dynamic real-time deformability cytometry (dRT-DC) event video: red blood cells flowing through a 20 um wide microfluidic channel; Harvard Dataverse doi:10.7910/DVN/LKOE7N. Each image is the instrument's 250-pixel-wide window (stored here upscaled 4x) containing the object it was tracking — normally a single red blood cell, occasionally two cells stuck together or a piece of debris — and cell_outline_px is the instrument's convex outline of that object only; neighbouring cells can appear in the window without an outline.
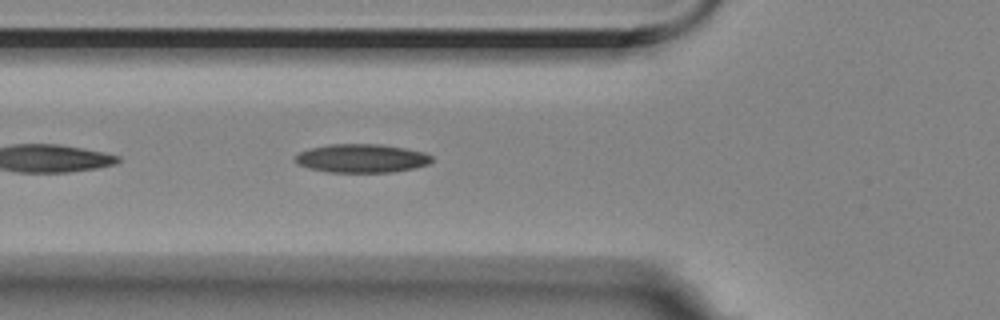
{"species": "Egyptian fruit bat (a non-hibernating species)", "species_latin": "Rousettus aegyptiacus", "temperature_condition": "room temperature", "stored_images_in_passage": 23, "camera_frame_rate_fps": 3000, "um_per_image_px": 0.085, "animal": {"sex": "female"}, "frame": {"image": 1, "passage_image": 4, "time_ms": 1.0, "image_size_px": [1000, 320], "cell_outline_px": [[432, 160], [428, 164], [412, 168], [392, 172], [328, 172], [312, 168], [300, 164], [296, 160], [296, 156], [300, 152], [308, 148], [328, 144], [380, 144], [404, 148], [424, 152], [432, 156]], "centroid_in_image_um": [30.76, 13.45], "position_along_channel_um": 95.0, "area_um2": 22.48}}